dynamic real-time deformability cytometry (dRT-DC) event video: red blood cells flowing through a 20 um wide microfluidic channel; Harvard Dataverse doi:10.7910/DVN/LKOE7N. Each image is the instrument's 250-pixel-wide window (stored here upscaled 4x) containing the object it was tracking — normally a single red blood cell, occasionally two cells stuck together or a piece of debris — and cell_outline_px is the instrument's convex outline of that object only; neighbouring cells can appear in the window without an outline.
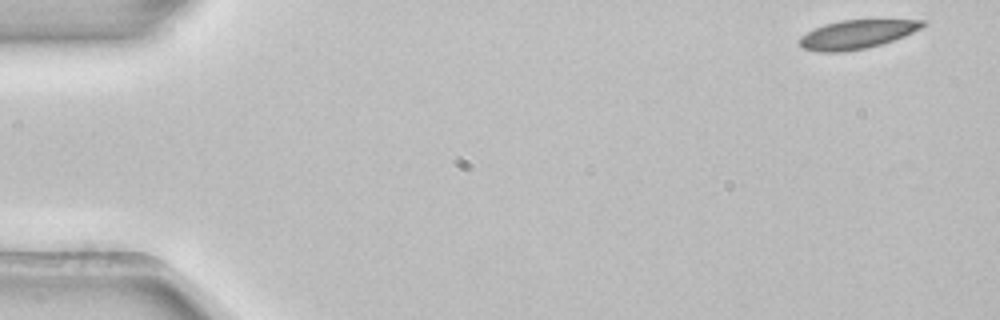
{"species": "common noctule bat (a hibernating species)", "species_latin": "Nyctalus noctula", "temperature_condition": "room temperature", "stored_images_in_passage": 4, "camera_frame_rate_fps": 3000, "um_per_image_px": 0.085, "animal": {"sex": "female", "body_mass_g": 22.7, "forearm_length_mm": 54.2}, "frame": {"image": 1, "passage_image": 1, "time_ms": 0.0, "image_size_px": [1000, 320], "cell_outline_px": [[928, 24], [904, 36], [880, 44], [864, 48], [844, 52], [820, 52], [804, 48], [800, 44], [800, 36], [812, 28], [824, 24], [840, 20], [928, 20]], "centroid_in_image_um": [72.81, 2.91], "position_along_channel_um": 12.2, "area_um2": 20.52}}
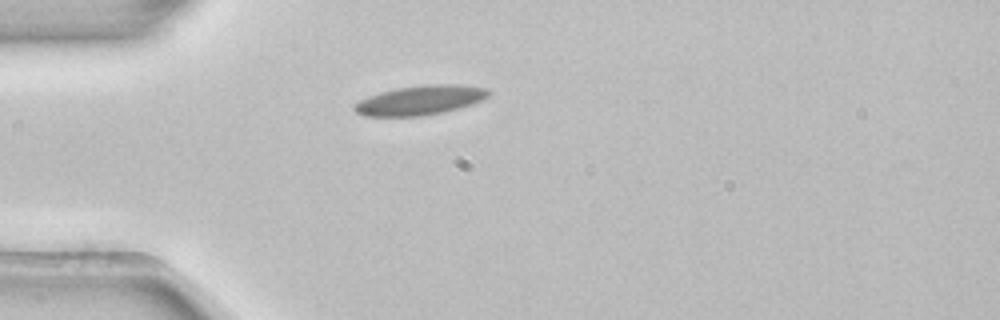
{"frame": {"image": 2, "passage_image": 4, "time_ms": 1.0, "image_size_px": [1000, 320], "cell_outline_px": [[492, 92], [488, 96], [480, 100], [444, 112], [420, 116], [364, 116], [356, 112], [352, 108], [360, 100], [368, 96], [380, 92], [396, 88], [424, 84], [460, 84], [488, 88]], "centroid_in_image_um": [35.7, 8.5], "position_along_channel_um": 49.3, "area_um2": 22.95}}